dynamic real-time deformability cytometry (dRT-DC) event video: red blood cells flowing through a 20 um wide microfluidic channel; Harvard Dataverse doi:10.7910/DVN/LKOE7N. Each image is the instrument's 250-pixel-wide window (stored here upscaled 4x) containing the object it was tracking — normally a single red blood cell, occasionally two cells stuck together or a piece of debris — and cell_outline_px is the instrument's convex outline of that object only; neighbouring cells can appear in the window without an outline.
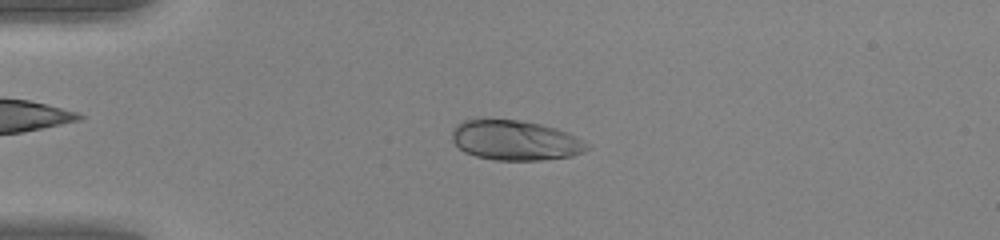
{"species": "human", "species_latin": "Homo sapiens", "temperature_condition": "warm", "stored_images_in_passage": 49, "camera_frame_rate_fps": 3000, "um_per_image_px": 0.085, "donor": {"sex": "female"}, "frame": {"image": 1, "passage_image": 12, "time_ms": 3.667, "image_size_px": [1000, 240], "cell_outline_px": [[588, 148], [584, 152], [572, 156], [540, 160], [496, 160], [476, 156], [464, 152], [452, 140], [452, 132], [456, 124], [464, 120], [524, 120], [556, 128], [568, 132], [584, 140], [588, 144]], "centroid_in_image_um": [43.82, 11.93], "position_along_channel_um": 41.2, "area_um2": 31.39}}
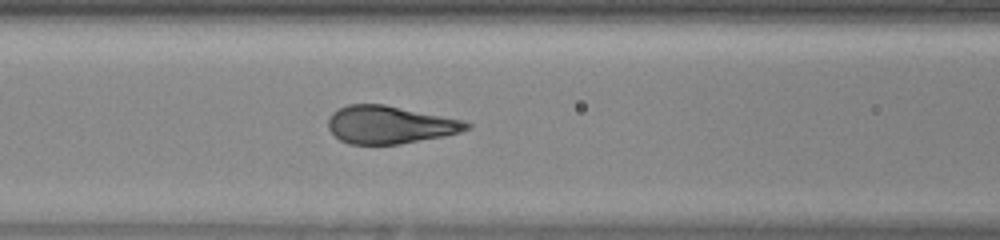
{"frame": {"image": 2, "passage_image": 21, "time_ms": 6.667, "image_size_px": [1000, 240], "cell_outline_px": [[472, 128], [460, 132], [444, 136], [400, 144], [348, 144], [340, 140], [328, 128], [328, 120], [332, 112], [348, 104], [384, 104], [464, 120], [472, 124]], "centroid_in_image_um": [33.15, 10.6], "position_along_channel_um": 133.4, "area_um2": 30.52}}
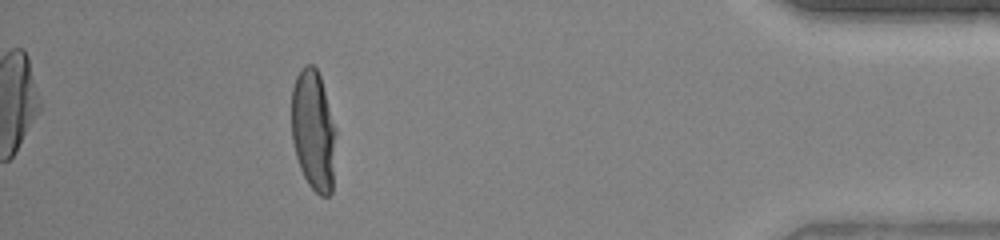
{"frame": {"image": 3, "passage_image": 44, "time_ms": 14.333, "image_size_px": [1000, 240], "cell_outline_px": [[336, 132], [332, 192], [328, 196], [320, 196], [308, 184], [300, 168], [296, 156], [292, 140], [292, 88], [296, 76], [304, 64], [312, 64], [316, 68], [320, 76], [336, 128]], "centroid_in_image_um": [26.64, 11.08], "position_along_channel_um": 408.6, "area_um2": 31.33}, "authors_computed_cell_mechanics": {"area_um2": 31.7322, "velocity_mm_per_s": 4.2115, "shape_relaxation_time_tau1_ms": 3.5634, "shape_relaxation_time_tau2_ms": null, "deformation_change_tau1": 0.2333, "deformation_change_tau2": null}}